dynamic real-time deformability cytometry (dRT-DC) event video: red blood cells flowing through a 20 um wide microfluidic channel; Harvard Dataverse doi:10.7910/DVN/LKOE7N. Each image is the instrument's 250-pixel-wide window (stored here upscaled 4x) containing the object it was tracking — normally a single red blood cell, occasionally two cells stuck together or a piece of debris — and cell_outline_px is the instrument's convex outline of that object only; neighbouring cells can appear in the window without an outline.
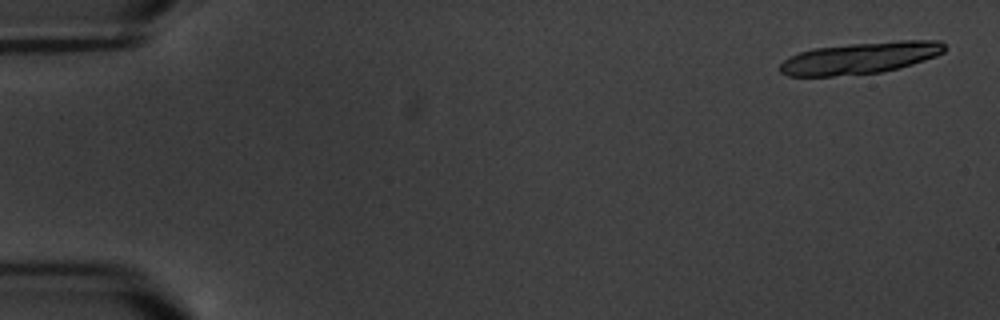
{"species": "common noctule bat (a hibernating species)", "species_latin": "Nyctalus noctula", "temperature_condition": "warm", "stored_images_in_passage": 12, "camera_frame_rate_fps": 3000, "um_per_image_px": 0.085, "animal": {"sex": "male", "body_mass_g": 20.1, "forearm_length_mm": 53.5}, "frame": {"image": 1, "passage_image": 1, "time_ms": 0.0, "image_size_px": [1000, 320], "cell_outline_px": [[948, 48], [944, 52], [936, 56], [900, 68], [880, 72], [832, 76], [788, 76], [780, 72], [780, 64], [784, 60], [800, 52], [812, 48], [852, 44], [900, 40], [940, 40]], "centroid_in_image_um": [73.15, 4.92], "position_along_channel_um": 11.9, "area_um2": 30.35}}
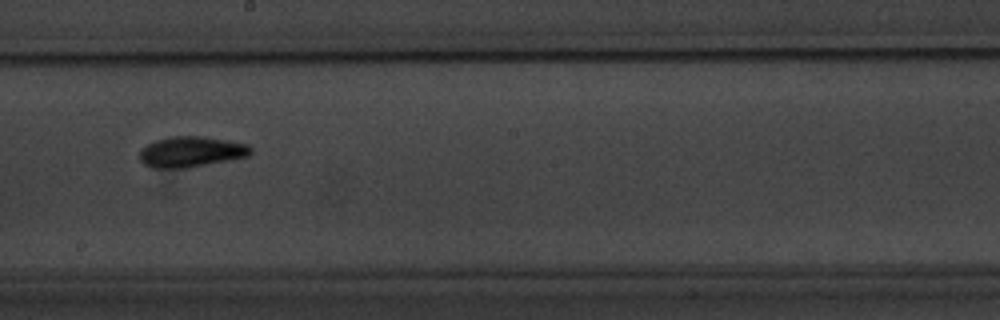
{"frame": {"image": 2, "passage_image": 9, "time_ms": 11.0, "image_size_px": [1000, 320], "cell_outline_px": [[252, 152], [248, 156], [184, 168], [152, 168], [144, 164], [140, 160], [140, 152], [148, 144], [156, 140], [172, 136], [204, 136], [228, 140], [248, 144], [252, 148]], "centroid_in_image_um": [16.26, 12.89], "position_along_channel_um": 231.9, "area_um2": 19.65}}
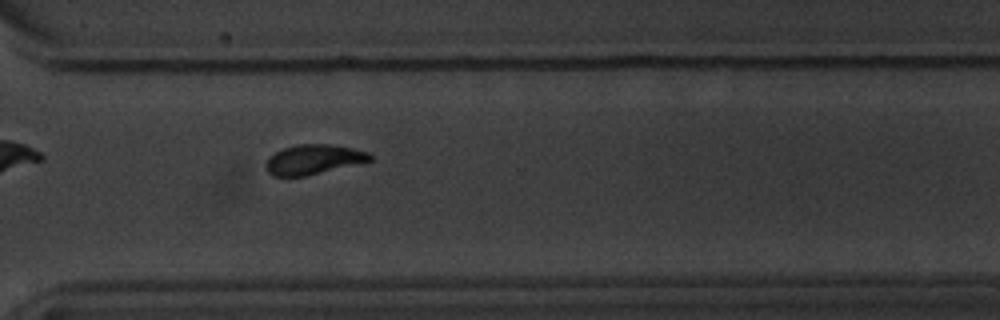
{"frame": {"image": 3, "passage_image": 12, "time_ms": 14.333, "image_size_px": [1000, 320], "cell_outline_px": [[372, 160], [304, 176], [272, 176], [268, 172], [268, 160], [276, 152], [284, 148], [300, 144], [328, 144], [352, 148], [368, 152], [372, 156]], "centroid_in_image_um": [26.67, 13.55], "position_along_channel_um": 343.9, "area_um2": 17.46}}